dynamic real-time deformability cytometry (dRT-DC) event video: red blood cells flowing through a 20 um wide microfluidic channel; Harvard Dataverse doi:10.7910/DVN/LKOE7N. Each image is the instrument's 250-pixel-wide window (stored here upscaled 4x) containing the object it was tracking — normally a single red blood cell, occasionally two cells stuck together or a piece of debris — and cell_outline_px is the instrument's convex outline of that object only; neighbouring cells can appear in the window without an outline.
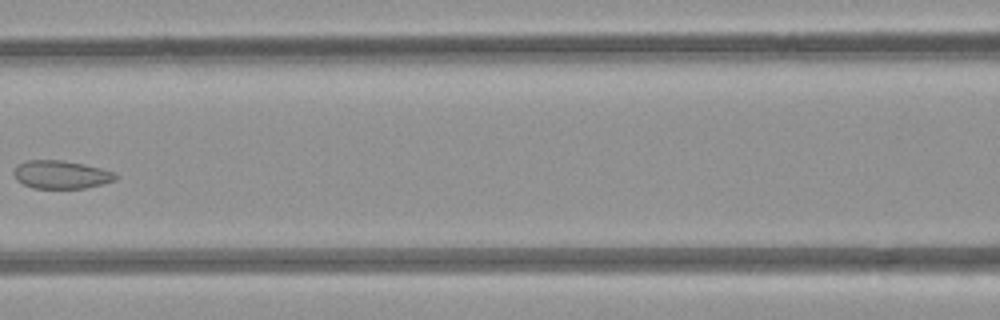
{"species": "common noctule bat (a hibernating species)", "species_latin": "Nyctalus noctula", "temperature_condition": "room temperature", "stored_images_in_passage": 7, "camera_frame_rate_fps": 3000, "um_per_image_px": 0.085, "animal": {"sex": "female", "body_mass_g": 21.9}, "frame": {"image": 1, "passage_image": 6, "time_ms": 6.667, "image_size_px": [1000, 320], "cell_outline_px": [[116, 180], [84, 188], [32, 188], [16, 180], [12, 172], [20, 164], [28, 160], [64, 160], [84, 164], [116, 172]], "centroid_in_image_um": [5.19, 14.84], "position_along_channel_um": 161.4, "area_um2": 16.59}}
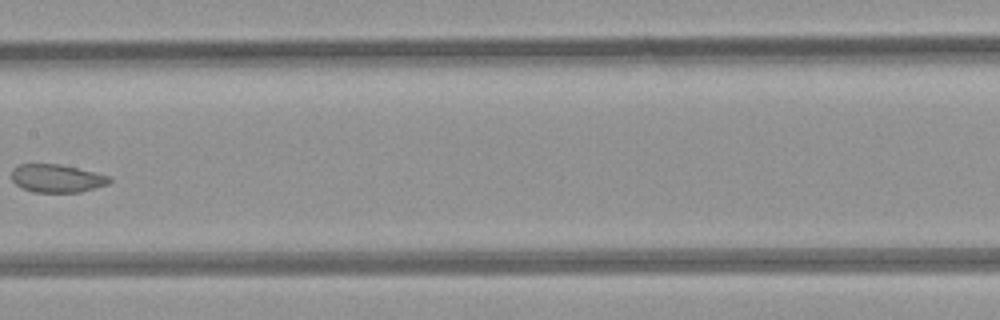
{"frame": {"image": 2, "passage_image": 7, "time_ms": 7.667, "image_size_px": [1000, 320], "cell_outline_px": [[112, 180], [108, 184], [80, 192], [32, 192], [20, 188], [12, 180], [12, 168], [20, 164], [60, 164], [112, 176]], "centroid_in_image_um": [4.83, 15.16], "position_along_channel_um": 202.6, "area_um2": 16.13}}